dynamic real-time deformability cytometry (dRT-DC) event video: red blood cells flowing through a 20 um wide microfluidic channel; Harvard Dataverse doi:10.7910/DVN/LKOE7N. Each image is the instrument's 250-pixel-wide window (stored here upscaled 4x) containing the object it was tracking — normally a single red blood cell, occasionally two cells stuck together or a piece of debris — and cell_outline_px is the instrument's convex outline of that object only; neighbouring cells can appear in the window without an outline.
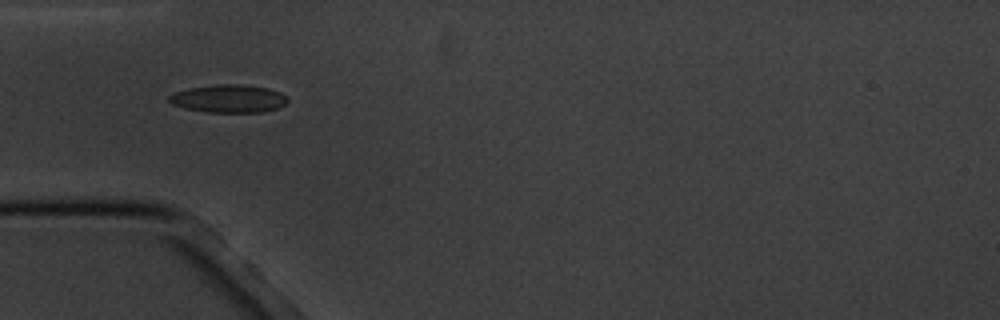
{"species": "common noctule bat (a hibernating species)", "species_latin": "Nyctalus noctula", "temperature_condition": "cold", "stored_images_in_passage": 7, "camera_frame_rate_fps": 3000, "um_per_image_px": 0.085, "animal": {"sex": "male", "body_mass_g": 20.1, "forearm_length_mm": 53.5}, "frame": {"image": 1, "passage_image": 6, "time_ms": 6.0, "image_size_px": [1000, 320], "cell_outline_px": [[288, 100], [284, 104], [276, 108], [260, 112], [204, 112], [184, 108], [172, 104], [168, 100], [168, 96], [176, 92], [192, 88], [220, 84], [240, 84], [268, 88], [280, 92], [288, 96]], "centroid_in_image_um": [19.44, 8.39], "position_along_channel_um": 65.6, "area_um2": 19.13}}
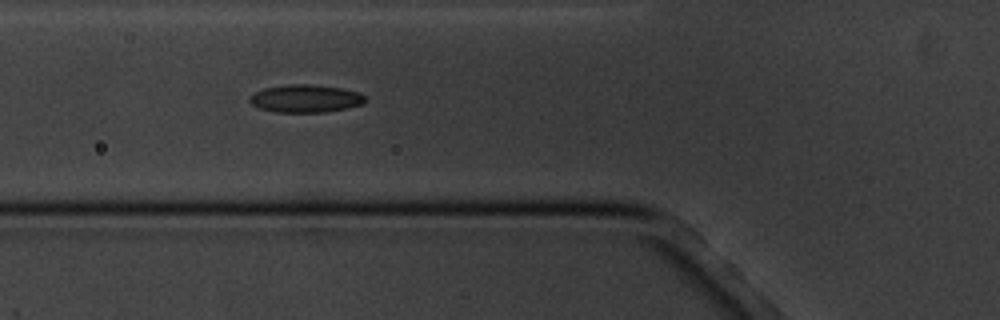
{"frame": {"image": 2, "passage_image": 7, "time_ms": 7.0, "image_size_px": [1000, 320], "cell_outline_px": [[364, 100], [360, 104], [348, 108], [324, 112], [272, 112], [260, 108], [252, 104], [248, 100], [256, 92], [264, 88], [288, 84], [308, 84], [340, 88], [360, 92], [364, 96]], "centroid_in_image_um": [25.95, 8.38], "position_along_channel_um": 99.8, "area_um2": 18.5}}